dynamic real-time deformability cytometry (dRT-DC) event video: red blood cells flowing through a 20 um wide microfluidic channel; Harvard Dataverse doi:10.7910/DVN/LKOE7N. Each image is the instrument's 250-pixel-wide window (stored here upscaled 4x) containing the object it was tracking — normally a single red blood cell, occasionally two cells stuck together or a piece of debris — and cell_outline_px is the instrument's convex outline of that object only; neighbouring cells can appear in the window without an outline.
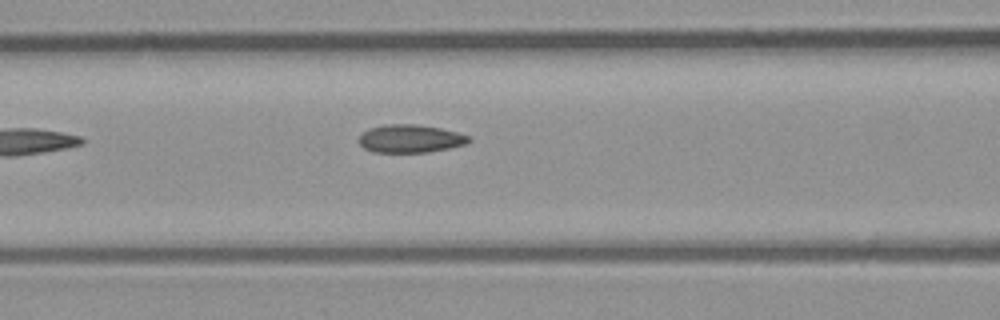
{"species": "common noctule bat (a hibernating species)", "species_latin": "Nyctalus noctula", "temperature_condition": "room temperature", "stored_images_in_passage": 4, "camera_frame_rate_fps": 3000, "um_per_image_px": 0.085, "animal": {"sex": "male", "body_mass_g": 23.1, "forearm_length_mm": 52.7}, "frame": {"image": 1, "passage_image": 4, "time_ms": 1.0, "image_size_px": [1000, 320], "cell_outline_px": [[472, 140], [464, 144], [448, 148], [428, 152], [372, 152], [364, 148], [356, 140], [360, 132], [368, 128], [384, 124], [416, 124], [440, 128], [472, 136]], "centroid_in_image_um": [34.81, 11.77], "position_along_channel_um": 131.8, "area_um2": 18.21}}